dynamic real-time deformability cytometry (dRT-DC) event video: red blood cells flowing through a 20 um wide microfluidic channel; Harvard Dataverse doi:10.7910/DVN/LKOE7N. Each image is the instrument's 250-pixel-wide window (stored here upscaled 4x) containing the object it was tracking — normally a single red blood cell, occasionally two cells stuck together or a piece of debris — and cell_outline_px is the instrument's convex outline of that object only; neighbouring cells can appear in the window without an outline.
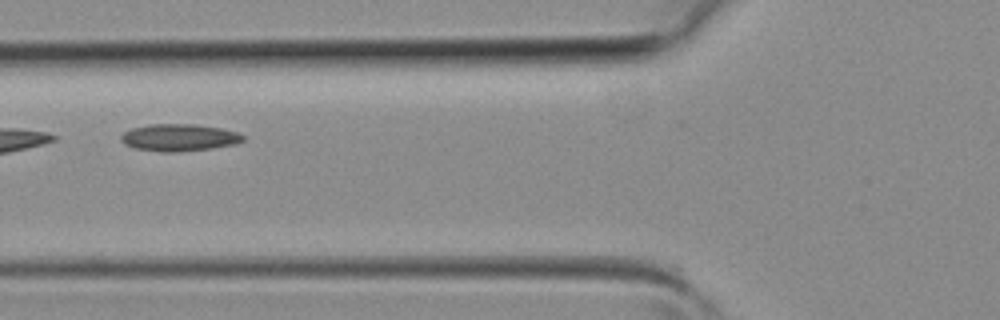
{"species": "common noctule bat (a hibernating species)", "species_latin": "Nyctalus noctula", "temperature_condition": "room temperature", "stored_images_in_passage": 2, "camera_frame_rate_fps": 3000, "um_per_image_px": 0.085, "animal": {"sex": "female", "body_mass_g": 19.3, "forearm_length_mm": 54.1}, "frame": {"image": 1, "passage_image": 2, "time_ms": 0.333, "image_size_px": [1000, 320], "cell_outline_px": [[244, 140], [236, 144], [208, 148], [172, 152], [164, 152], [136, 148], [124, 144], [120, 140], [120, 136], [124, 132], [132, 128], [148, 124], [196, 124], [220, 128], [236, 132], [244, 136]], "centroid_in_image_um": [15.19, 11.68], "position_along_channel_um": 110.6, "area_um2": 19.07}}